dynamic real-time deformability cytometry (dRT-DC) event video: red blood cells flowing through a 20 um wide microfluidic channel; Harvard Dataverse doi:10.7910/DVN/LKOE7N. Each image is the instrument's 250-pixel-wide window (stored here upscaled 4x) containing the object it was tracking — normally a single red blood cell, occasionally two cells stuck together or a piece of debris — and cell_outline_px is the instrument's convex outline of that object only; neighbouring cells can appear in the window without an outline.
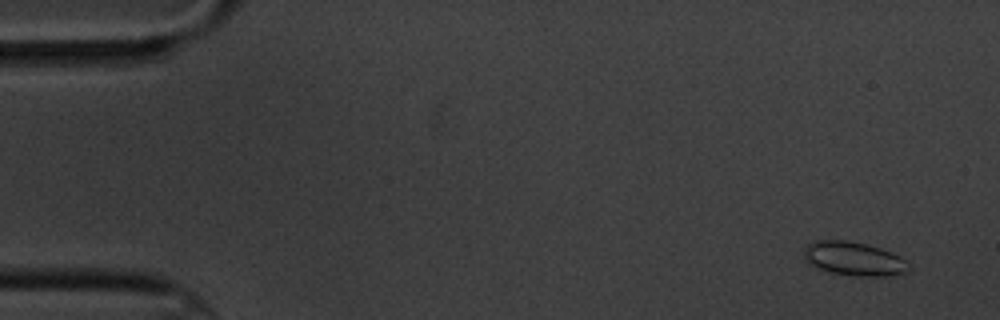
{"species": "common noctule bat (a hibernating species)", "species_latin": "Nyctalus noctula", "temperature_condition": "cold", "stored_images_in_passage": 5, "camera_frame_rate_fps": 3000, "um_per_image_px": 0.085, "animal": {"sex": "male", "body_mass_g": 20.1, "forearm_length_mm": 53.5}, "frame": {"image": 1, "passage_image": 1, "time_ms": 0.0, "image_size_px": [1000, 320], "cell_outline_px": [[912, 268], [908, 272], [888, 276], [852, 276], [832, 272], [816, 268], [808, 264], [804, 260], [804, 248], [812, 240], [848, 240], [868, 244], [892, 252], [900, 256]], "centroid_in_image_um": [72.57, 21.99], "position_along_channel_um": 12.4, "area_um2": 21.04}}